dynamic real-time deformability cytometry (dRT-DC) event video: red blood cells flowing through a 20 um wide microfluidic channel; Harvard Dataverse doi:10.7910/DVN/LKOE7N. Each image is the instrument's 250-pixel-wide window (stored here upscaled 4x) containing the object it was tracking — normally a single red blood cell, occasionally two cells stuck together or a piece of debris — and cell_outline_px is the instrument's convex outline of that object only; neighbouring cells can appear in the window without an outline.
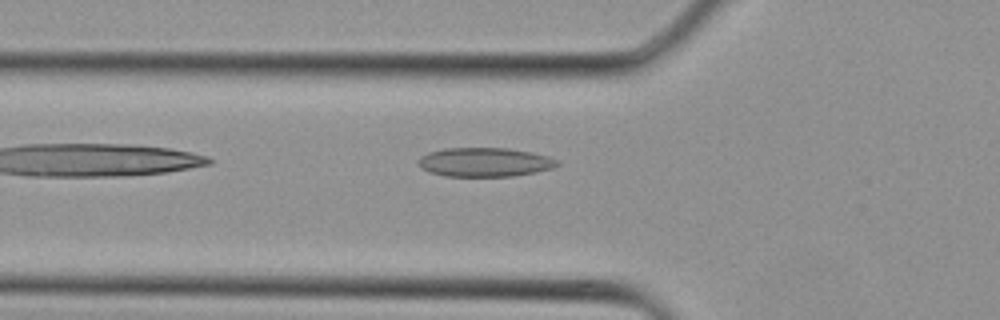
{"species": "Egyptian fruit bat (a non-hibernating species)", "species_latin": "Rousettus aegyptiacus", "temperature_condition": "cold", "stored_images_in_passage": 23, "camera_frame_rate_fps": 3000, "um_per_image_px": 0.085, "animal": {"sex": "female"}, "frame": {"image": 1, "passage_image": 2, "time_ms": 0.333, "image_size_px": [1000, 320], "cell_outline_px": [[560, 164], [552, 168], [536, 172], [512, 176], [444, 176], [428, 172], [416, 160], [420, 156], [428, 152], [444, 148], [508, 148], [532, 152], [548, 156], [560, 160]], "centroid_in_image_um": [41.22, 13.78], "position_along_channel_um": 84.6, "area_um2": 23.64}}
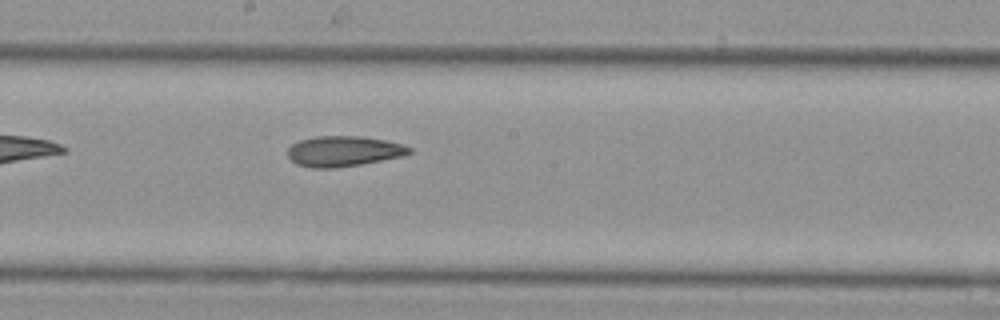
{"frame": {"image": 2, "passage_image": 9, "time_ms": 2.667, "image_size_px": [1000, 320], "cell_outline_px": [[412, 152], [400, 156], [360, 164], [332, 168], [312, 168], [296, 164], [288, 156], [288, 148], [292, 144], [300, 140], [316, 136], [360, 136], [384, 140], [400, 144], [412, 148]], "centroid_in_image_um": [29.16, 12.85], "position_along_channel_um": 219.0, "area_um2": 21.27}}
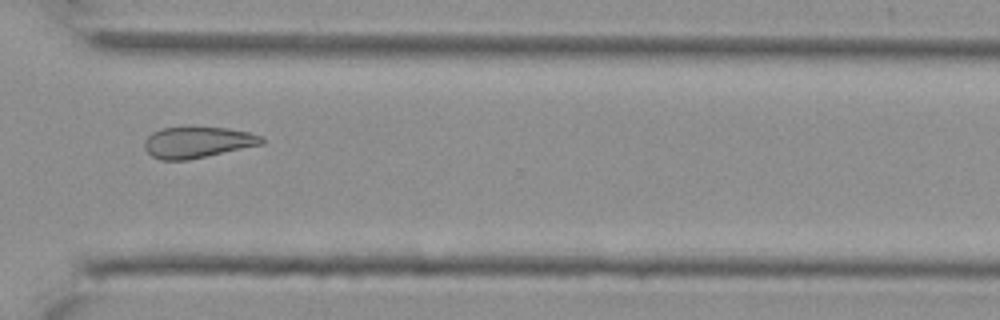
{"frame": {"image": 3, "passage_image": 16, "time_ms": 5.0, "image_size_px": [1000, 320], "cell_outline_px": [[264, 144], [188, 160], [160, 160], [152, 156], [144, 148], [144, 140], [152, 132], [164, 128], [188, 124], [228, 128], [248, 132], [264, 136]], "centroid_in_image_um": [16.79, 12.05], "position_along_channel_um": 353.8, "area_um2": 22.08}}